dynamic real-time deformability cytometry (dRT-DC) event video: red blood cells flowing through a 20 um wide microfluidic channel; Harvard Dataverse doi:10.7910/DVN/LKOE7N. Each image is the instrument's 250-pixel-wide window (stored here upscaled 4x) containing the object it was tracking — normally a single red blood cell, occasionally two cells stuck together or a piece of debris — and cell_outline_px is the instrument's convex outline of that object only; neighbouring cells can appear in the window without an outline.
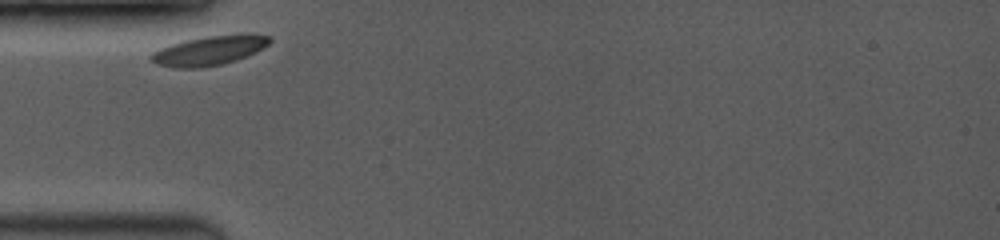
{"species": "common noctule bat (a hibernating species)", "species_latin": "Nyctalus noctula", "temperature_condition": "room temperature", "stored_images_in_passage": 4, "camera_frame_rate_fps": 3500, "um_per_image_px": 0.085, "animal": {"sex": "female", "body_mass_g": 19.0, "forearm_length_mm": 53.3}, "frame": {"image": 1, "passage_image": 1, "time_ms": 0.0, "image_size_px": [1000, 240], "cell_outline_px": [[272, 40], [268, 44], [256, 52], [236, 60], [220, 64], [200, 68], [176, 68], [156, 64], [148, 56], [152, 52], [160, 48], [184, 40], [204, 36], [240, 32], [252, 32], [268, 36]], "centroid_in_image_um": [17.82, 4.26], "position_along_channel_um": 67.2, "area_um2": 20.75}}
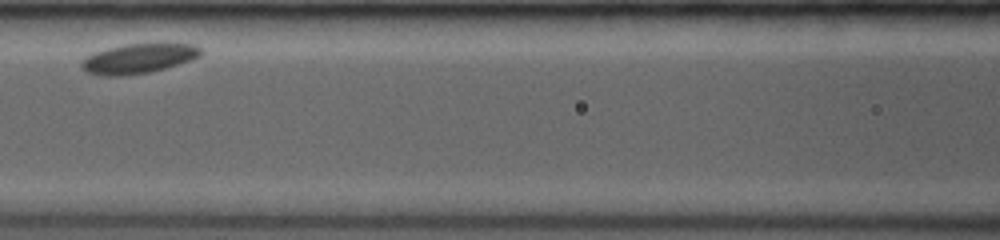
{"frame": {"image": 2, "passage_image": 3, "time_ms": 2.571, "image_size_px": [1000, 240], "cell_outline_px": [[204, 52], [200, 56], [192, 60], [164, 68], [148, 72], [124, 76], [104, 76], [84, 72], [80, 68], [80, 60], [96, 52], [108, 48], [124, 44], [160, 40], [164, 40], [196, 44]], "centroid_in_image_um": [11.84, 4.92], "position_along_channel_um": 154.8, "area_um2": 21.79}}
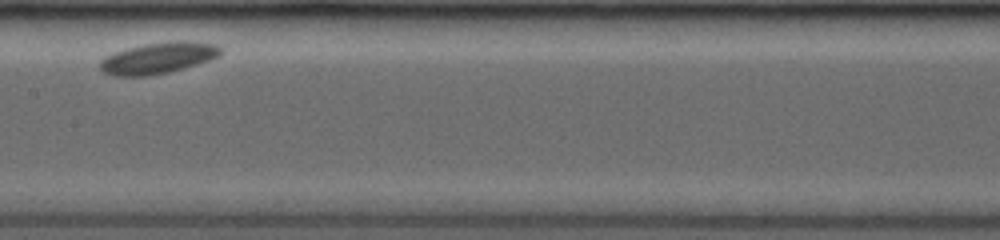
{"frame": {"image": 3, "passage_image": 4, "time_ms": 3.714, "image_size_px": [1000, 240], "cell_outline_px": [[224, 52], [220, 56], [212, 60], [184, 68], [168, 72], [148, 76], [112, 76], [104, 72], [100, 68], [100, 60], [104, 56], [112, 52], [144, 44], [180, 40], [184, 40], [216, 44], [224, 48]], "centroid_in_image_um": [13.49, 4.92], "position_along_channel_um": 193.9, "area_um2": 22.37}}